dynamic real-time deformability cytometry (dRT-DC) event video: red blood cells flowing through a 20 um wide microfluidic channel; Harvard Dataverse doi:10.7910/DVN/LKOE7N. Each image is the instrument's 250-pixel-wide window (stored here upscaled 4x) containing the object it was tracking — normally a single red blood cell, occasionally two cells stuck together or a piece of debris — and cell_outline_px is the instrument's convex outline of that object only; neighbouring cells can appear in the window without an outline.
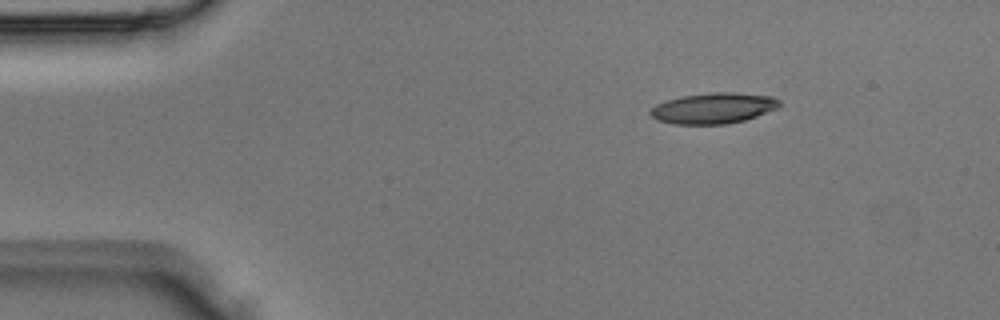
{"species": "Egyptian fruit bat (a non-hibernating species)", "species_latin": "Rousettus aegyptiacus", "temperature_condition": "room temperature", "stored_images_in_passage": 4, "camera_frame_rate_fps": 3000, "um_per_image_px": 0.085, "animal": {"sex": "male"}, "frame": {"image": 1, "passage_image": 2, "time_ms": 0.333, "image_size_px": [1000, 320], "cell_outline_px": [[780, 108], [744, 120], [724, 124], [672, 124], [656, 120], [648, 112], [656, 104], [680, 96], [712, 92], [732, 92], [772, 96], [780, 100]], "centroid_in_image_um": [60.65, 9.19], "position_along_channel_um": 24.4, "area_um2": 23.24}}
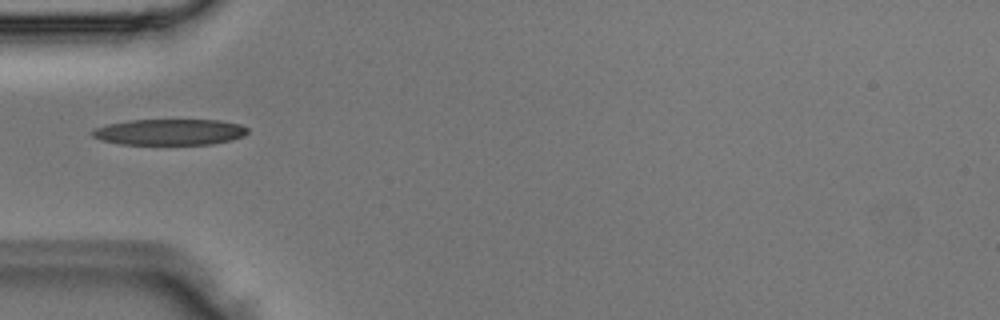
{"frame": {"image": 2, "passage_image": 4, "time_ms": 1.0, "image_size_px": [1000, 320], "cell_outline_px": [[248, 132], [244, 136], [232, 140], [212, 144], [120, 144], [100, 140], [92, 136], [92, 128], [108, 124], [128, 120], [220, 120], [240, 124], [248, 128]], "centroid_in_image_um": [14.42, 11.22], "position_along_channel_um": 70.6, "area_um2": 23.7}}